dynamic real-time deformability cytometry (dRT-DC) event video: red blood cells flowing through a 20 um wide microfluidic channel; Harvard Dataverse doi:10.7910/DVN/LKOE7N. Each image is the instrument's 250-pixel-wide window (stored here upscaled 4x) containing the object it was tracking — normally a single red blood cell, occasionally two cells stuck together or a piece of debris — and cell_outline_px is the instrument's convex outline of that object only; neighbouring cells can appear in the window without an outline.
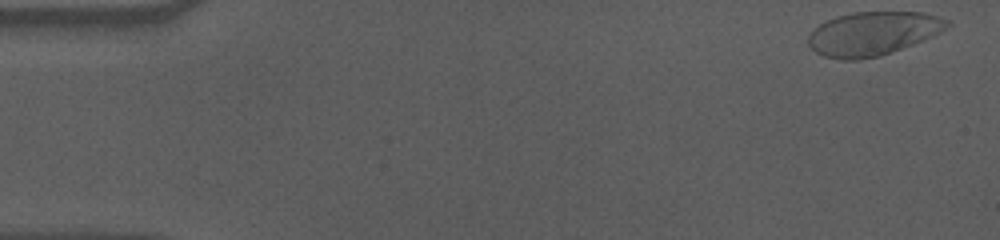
{"species": "human", "species_latin": "Homo sapiens", "temperature_condition": "cold", "stored_images_in_passage": 57, "camera_frame_rate_fps": 3000, "um_per_image_px": 0.085, "donor": {"sex": "male"}, "frame": {"image": 1, "passage_image": 1, "time_ms": 0.0, "image_size_px": [1000, 240], "cell_outline_px": [[952, 24], [940, 32], [932, 36], [912, 44], [880, 56], [856, 60], [840, 60], [824, 56], [816, 52], [808, 44], [808, 36], [820, 24], [836, 16], [856, 12], [920, 12], [936, 16], [948, 20]], "centroid_in_image_um": [74.19, 2.85], "position_along_channel_um": 10.8, "area_um2": 35.03}}
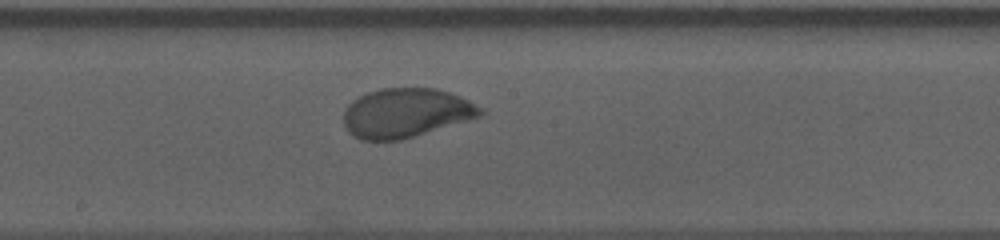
{"frame": {"image": 2, "passage_image": 30, "time_ms": 9.667, "image_size_px": [1000, 240], "cell_outline_px": [[484, 112], [480, 116], [468, 120], [400, 140], [360, 140], [348, 132], [344, 124], [344, 112], [348, 104], [352, 100], [368, 92], [380, 88], [436, 88], [448, 92], [468, 100], [484, 108]], "centroid_in_image_um": [34.48, 9.59], "position_along_channel_um": 213.7, "area_um2": 39.07}}
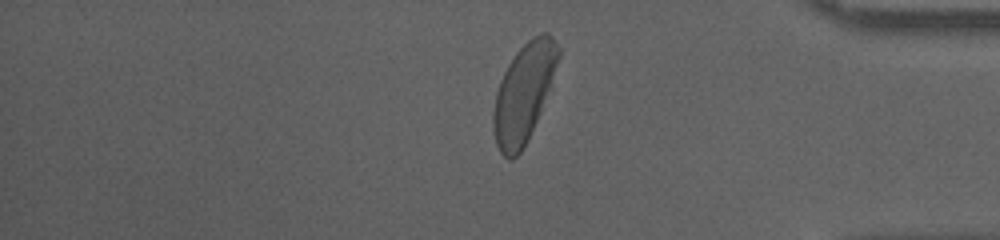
{"frame": {"image": 3, "passage_image": 47, "time_ms": 15.333, "image_size_px": [1000, 240], "cell_outline_px": [[560, 56], [540, 112], [520, 152], [512, 160], [508, 160], [500, 152], [496, 144], [492, 128], [492, 112], [496, 92], [500, 80], [508, 64], [516, 52], [532, 36], [540, 32], [548, 32], [552, 36], [560, 48]], "centroid_in_image_um": [44.49, 7.87], "position_along_channel_um": 390.7, "area_um2": 36.82}, "authors_computed_cell_mechanics": {"area_um2": 38.3214, "velocity_mm_per_s": 3.5086, "shape_relaxation_time_tau1_ms": 3.4397, "shape_relaxation_time_tau2_ms": null, "deformation_change_tau1": 0.1679, "deformation_change_tau2": null}}